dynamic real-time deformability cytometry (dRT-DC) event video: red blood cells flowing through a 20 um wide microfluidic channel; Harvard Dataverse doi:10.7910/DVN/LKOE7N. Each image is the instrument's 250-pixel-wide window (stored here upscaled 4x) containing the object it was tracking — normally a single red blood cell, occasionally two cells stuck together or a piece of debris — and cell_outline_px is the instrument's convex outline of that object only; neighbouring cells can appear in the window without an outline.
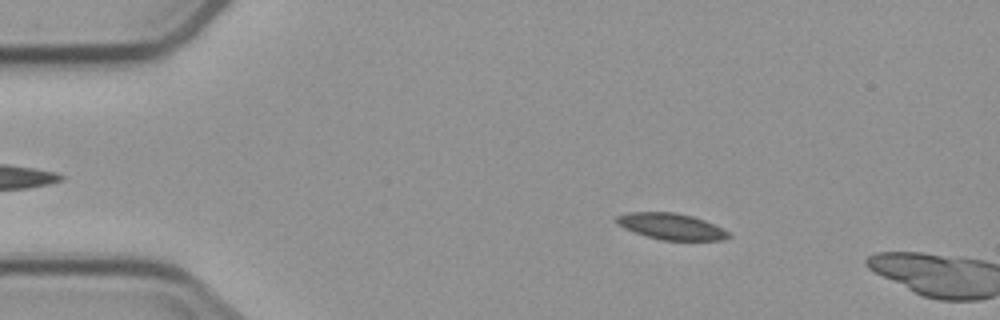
{"species": "common noctule bat (a hibernating species)", "species_latin": "Nyctalus noctula", "temperature_condition": "cold", "stored_images_in_passage": 3, "camera_frame_rate_fps": 3000, "um_per_image_px": 0.085, "animal": {"sex": "male", "body_mass_g": 23.1, "forearm_length_mm": 52.7}, "frame": {"image": 1, "passage_image": 2, "time_ms": 1.0, "image_size_px": [1000, 320], "cell_outline_px": [[732, 236], [724, 240], [660, 240], [624, 228], [616, 220], [616, 216], [628, 212], [676, 212], [692, 216], [704, 220], [724, 228]], "centroid_in_image_um": [57.1, 19.24], "position_along_channel_um": 27.9, "area_um2": 17.05}}